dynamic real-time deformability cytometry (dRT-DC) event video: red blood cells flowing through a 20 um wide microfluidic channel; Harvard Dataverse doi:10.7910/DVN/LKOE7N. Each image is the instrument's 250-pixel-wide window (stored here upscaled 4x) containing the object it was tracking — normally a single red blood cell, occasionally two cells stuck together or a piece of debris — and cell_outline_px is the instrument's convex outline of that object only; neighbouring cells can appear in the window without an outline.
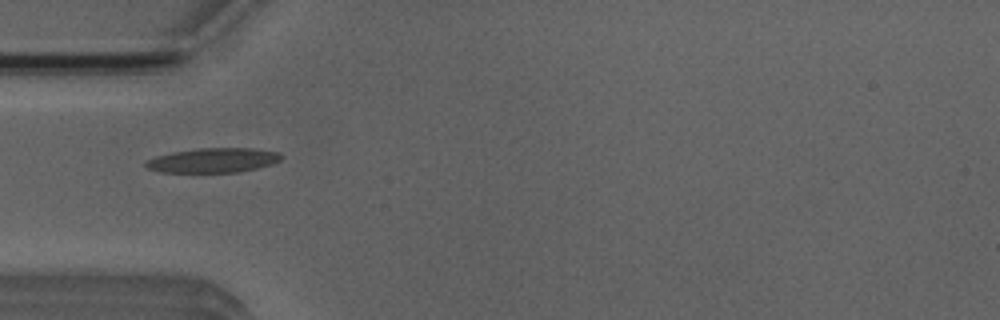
{"species": "Egyptian fruit bat (a non-hibernating species)", "species_latin": "Rousettus aegyptiacus", "temperature_condition": "room temperature", "stored_images_in_passage": 7, "camera_frame_rate_fps": 3000, "um_per_image_px": 0.085, "animal": {"sex": "male"}, "frame": {"image": 1, "passage_image": 4, "time_ms": 4.667, "image_size_px": [1000, 320], "cell_outline_px": [[284, 156], [280, 160], [272, 164], [240, 172], [160, 172], [148, 168], [144, 164], [148, 160], [156, 156], [172, 152], [200, 148], [252, 148], [280, 152]], "centroid_in_image_um": [18.16, 13.62], "position_along_channel_um": 66.8, "area_um2": 19.36}}
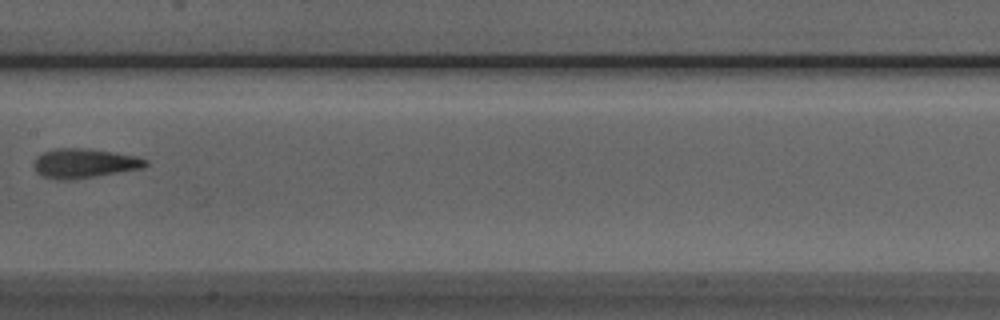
{"frame": {"image": 2, "passage_image": 7, "time_ms": 8.0, "image_size_px": [1000, 320], "cell_outline_px": [[148, 164], [144, 168], [96, 176], [68, 180], [56, 180], [40, 176], [36, 172], [32, 164], [36, 156], [44, 152], [56, 148], [88, 148], [136, 156], [148, 160]], "centroid_in_image_um": [7.13, 13.88], "position_along_channel_um": 200.3, "area_um2": 19.36}}